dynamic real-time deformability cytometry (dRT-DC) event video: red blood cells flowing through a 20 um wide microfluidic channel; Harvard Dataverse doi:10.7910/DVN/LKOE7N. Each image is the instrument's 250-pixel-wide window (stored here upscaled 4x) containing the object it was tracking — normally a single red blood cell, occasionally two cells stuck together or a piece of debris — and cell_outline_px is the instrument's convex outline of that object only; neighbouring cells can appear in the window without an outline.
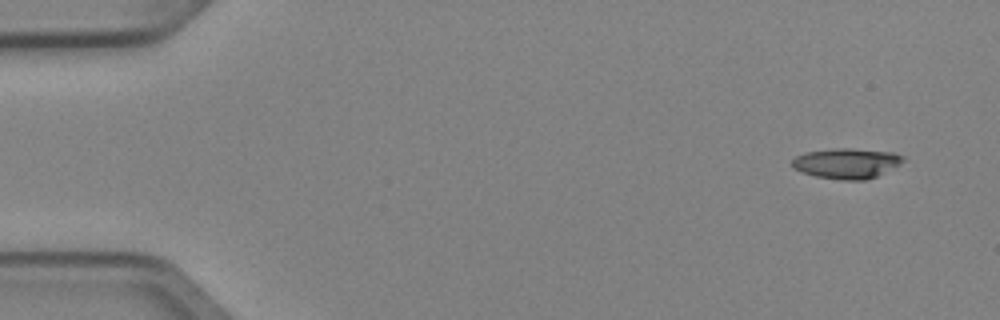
{"species": "Egyptian fruit bat (a non-hibernating species)", "species_latin": "Rousettus aegyptiacus", "temperature_condition": "cold", "stored_images_in_passage": 6, "camera_frame_rate_fps": 3000, "um_per_image_px": 0.085, "animal": {"sex": "female"}, "frame": {"image": 1, "passage_image": 1, "time_ms": 0.0, "image_size_px": [1000, 320], "cell_outline_px": [[904, 160], [900, 164], [876, 176], [864, 180], [844, 180], [816, 176], [792, 168], [792, 160], [796, 156], [804, 152], [840, 148], [848, 148], [892, 152], [904, 156]], "centroid_in_image_um": [71.95, 13.87], "position_along_channel_um": 13.0, "area_um2": 19.36}}
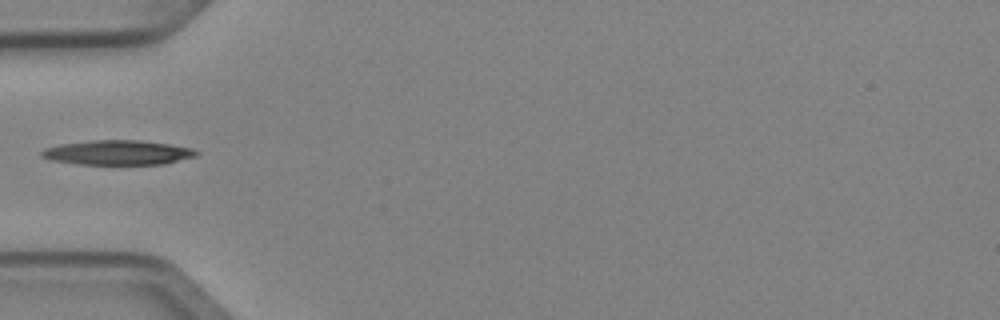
{"frame": {"image": 2, "passage_image": 5, "time_ms": 1.333, "image_size_px": [1000, 320], "cell_outline_px": [[200, 152], [196, 156], [164, 164], [80, 164], [52, 160], [40, 156], [40, 152], [44, 148], [64, 144], [96, 140], [140, 140], [168, 144], [192, 148]], "centroid_in_image_um": [10.04, 12.97], "position_along_channel_um": 75.0, "area_um2": 21.96}}
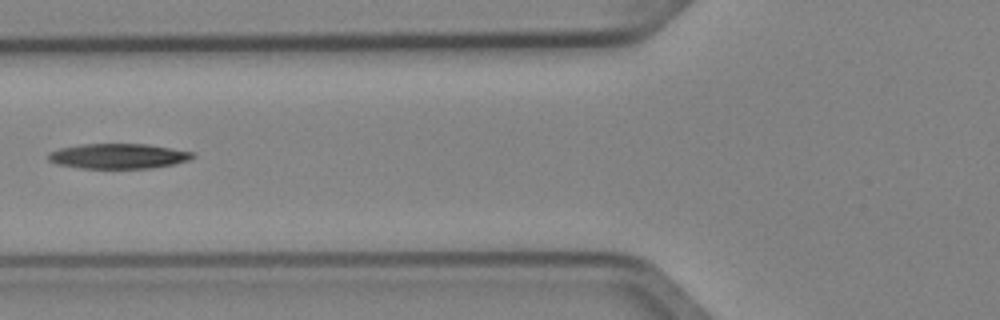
{"frame": {"image": 3, "passage_image": 6, "time_ms": 1.667, "image_size_px": [1000, 320], "cell_outline_px": [[196, 156], [188, 160], [172, 164], [152, 168], [80, 168], [56, 164], [48, 160], [48, 152], [60, 148], [84, 144], [148, 144], [196, 152]], "centroid_in_image_um": [10.07, 13.26], "position_along_channel_um": 115.7, "area_um2": 21.15}}